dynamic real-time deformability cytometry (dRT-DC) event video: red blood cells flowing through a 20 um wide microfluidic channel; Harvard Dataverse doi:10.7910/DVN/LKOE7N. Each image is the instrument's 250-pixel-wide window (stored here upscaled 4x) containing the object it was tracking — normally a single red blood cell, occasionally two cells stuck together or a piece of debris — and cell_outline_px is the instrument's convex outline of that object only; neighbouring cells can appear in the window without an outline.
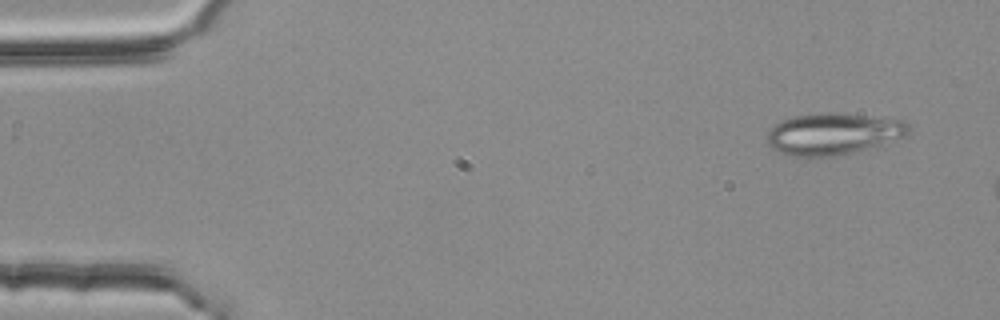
{"species": "common noctule bat (a hibernating species)", "species_latin": "Nyctalus noctula", "temperature_condition": "room temperature", "stored_images_in_passage": 3, "camera_frame_rate_fps": 3000, "um_per_image_px": 0.085, "animal": {"sex": "female", "body_mass_g": 25.1}, "frame": {"image": 1, "passage_image": 1, "time_ms": 0.0, "image_size_px": [1000, 320], "cell_outline_px": [[912, 128], [904, 136], [868, 148], [836, 156], [792, 156], [780, 152], [772, 148], [768, 144], [768, 128], [780, 120], [792, 116], [820, 112], [836, 112], [904, 120]], "centroid_in_image_um": [70.78, 11.35], "position_along_channel_um": 14.2, "area_um2": 34.39}}